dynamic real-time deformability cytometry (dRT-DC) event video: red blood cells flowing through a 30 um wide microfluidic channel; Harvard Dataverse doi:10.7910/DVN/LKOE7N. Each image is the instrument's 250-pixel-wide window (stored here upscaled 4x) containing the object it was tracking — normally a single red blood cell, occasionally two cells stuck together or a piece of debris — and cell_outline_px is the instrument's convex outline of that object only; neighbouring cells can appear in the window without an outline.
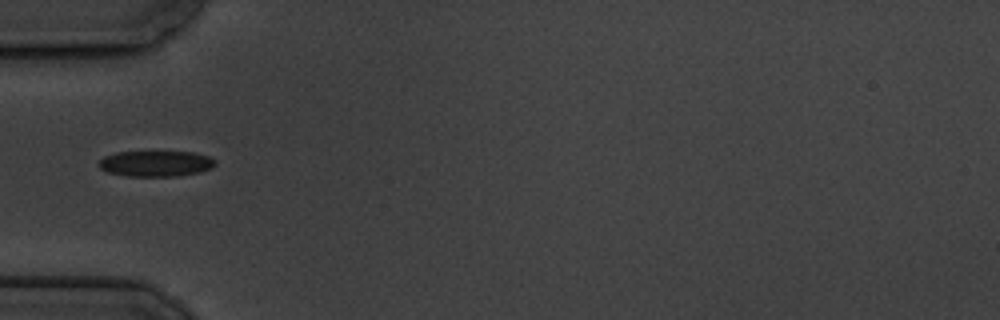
{"species": "common noctule bat (a hibernating species)", "species_latin": "Nyctalus noctula", "temperature_condition": "cold", "stored_images_in_passage": 11, "camera_frame_rate_fps": 3000, "um_per_image_px": 0.085, "animal": {"sex": "male", "body_mass_g": 19.5, "forearm_length_mm": 54.6}, "frame": {"image": 1, "passage_image": 1, "time_ms": 0.0, "image_size_px": [1000, 320], "cell_outline_px": [[216, 164], [212, 168], [200, 172], [176, 176], [128, 176], [108, 172], [100, 168], [100, 160], [104, 156], [116, 152], [192, 152], [208, 156], [216, 160]], "centroid_in_image_um": [13.27, 13.9], "position_along_channel_um": 71.7, "area_um2": 17.4}}
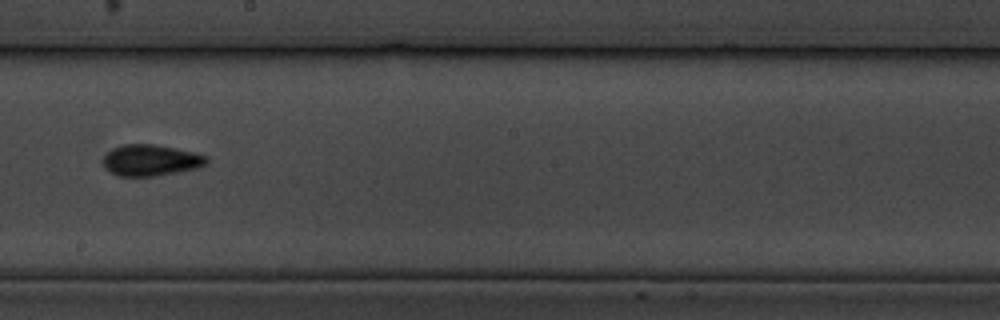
{"frame": {"image": 2, "passage_image": 5, "time_ms": 4.667, "image_size_px": [1000, 320], "cell_outline_px": [[208, 164], [200, 168], [156, 176], [116, 176], [108, 172], [104, 168], [104, 156], [112, 148], [124, 144], [156, 144], [192, 152], [208, 156]], "centroid_in_image_um": [12.82, 13.63], "position_along_channel_um": 235.4, "area_um2": 19.07}}
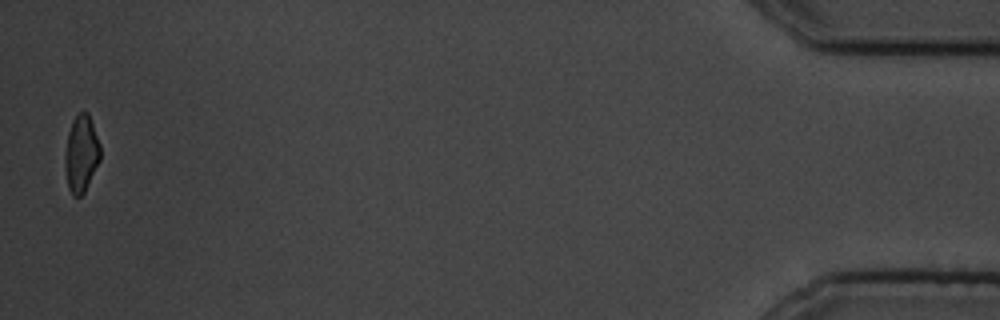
{"frame": {"image": 3, "passage_image": 11, "time_ms": 12.667, "image_size_px": [1000, 320], "cell_outline_px": [[100, 160], [84, 192], [80, 196], [72, 196], [68, 188], [64, 168], [64, 156], [68, 132], [72, 120], [80, 112], [88, 112], [100, 144]], "centroid_in_image_um": [6.89, 13.08], "position_along_channel_um": 428.3, "area_um2": 15.9}, "authors_computed_cell_mechanics": {"area_um2": 17.3978, "velocity_mm_per_s": 3.5126, "shape_relaxation_time_tau1_ms": 3.5261, "shape_relaxation_time_tau2_ms": 2.861, "deformation_change_tau1": 0.0846, "deformation_change_tau2": 0.0573}}